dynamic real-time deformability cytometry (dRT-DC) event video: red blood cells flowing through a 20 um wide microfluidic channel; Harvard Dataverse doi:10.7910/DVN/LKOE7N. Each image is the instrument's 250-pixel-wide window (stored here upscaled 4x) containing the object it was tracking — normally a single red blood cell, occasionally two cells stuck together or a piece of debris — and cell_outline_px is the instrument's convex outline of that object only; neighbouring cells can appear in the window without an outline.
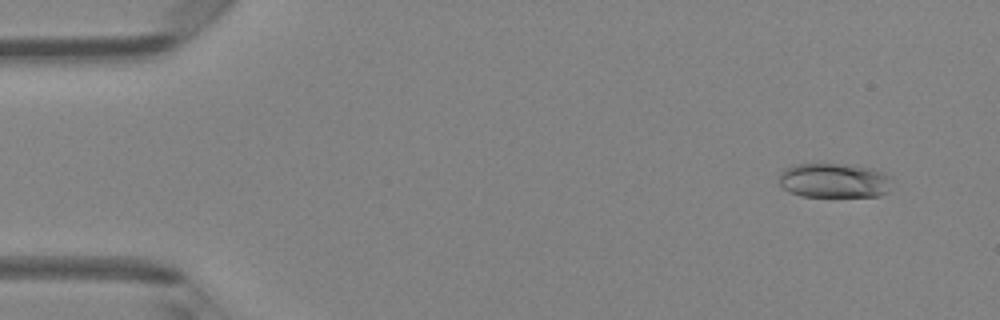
{"species": "Egyptian fruit bat (a non-hibernating species)", "species_latin": "Rousettus aegyptiacus", "temperature_condition": "room temperature", "stored_images_in_passage": 48, "camera_frame_rate_fps": 3000, "um_per_image_px": 0.085, "animal": {"sex": "female"}, "frame": {"image": 1, "passage_image": 4, "time_ms": 1.0, "image_size_px": [1000, 320], "cell_outline_px": [[892, 176], [888, 192], [880, 196], [800, 196], [784, 188], [780, 184], [780, 172], [784, 168], [796, 164], [816, 160], [824, 160], [852, 164], [872, 168], [884, 172]], "centroid_in_image_um": [70.91, 15.27], "position_along_channel_um": 14.1, "area_um2": 23.87}}
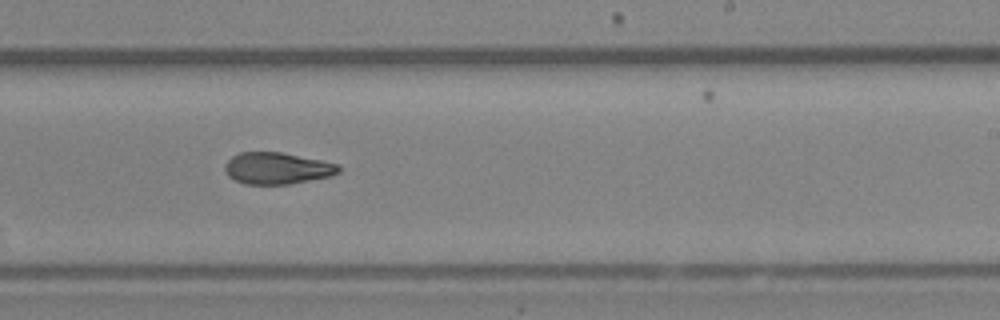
{"frame": {"image": 2, "passage_image": 30, "time_ms": 9.667, "image_size_px": [1000, 320], "cell_outline_px": [[340, 172], [332, 176], [288, 184], [244, 184], [228, 176], [224, 168], [224, 164], [232, 156], [240, 152], [280, 152], [340, 164]], "centroid_in_image_um": [23.56, 14.3], "position_along_channel_um": 265.4, "area_um2": 20.98}}
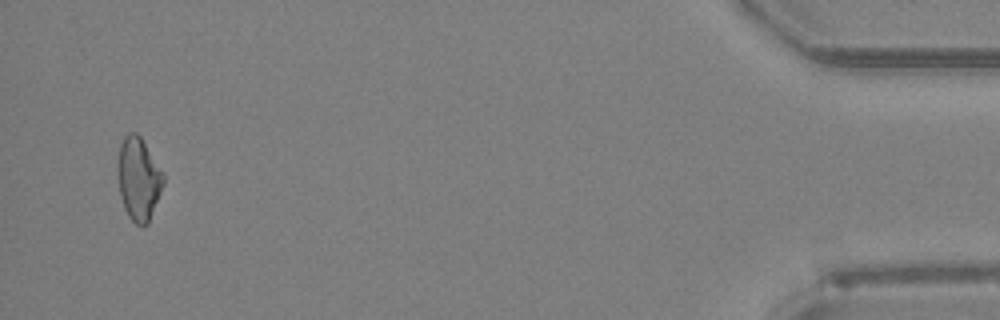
{"frame": {"image": 3, "passage_image": 47, "time_ms": 15.333, "image_size_px": [1000, 320], "cell_outline_px": [[164, 184], [148, 224], [144, 228], [140, 228], [128, 216], [124, 208], [120, 196], [116, 172], [116, 164], [120, 144], [124, 136], [128, 132], [136, 132], [140, 136], [164, 172]], "centroid_in_image_um": [11.76, 15.21], "position_along_channel_um": 423.4, "area_um2": 22.66}, "authors_computed_cell_mechanics": {"area_um2": 21.9929, "velocity_mm_per_s": 4.2112, "shape_relaxation_time_tau1_ms": null, "shape_relaxation_time_tau2_ms": 7.1869, "deformation_change_tau1": null, "deformation_change_tau2": 0.1473}}